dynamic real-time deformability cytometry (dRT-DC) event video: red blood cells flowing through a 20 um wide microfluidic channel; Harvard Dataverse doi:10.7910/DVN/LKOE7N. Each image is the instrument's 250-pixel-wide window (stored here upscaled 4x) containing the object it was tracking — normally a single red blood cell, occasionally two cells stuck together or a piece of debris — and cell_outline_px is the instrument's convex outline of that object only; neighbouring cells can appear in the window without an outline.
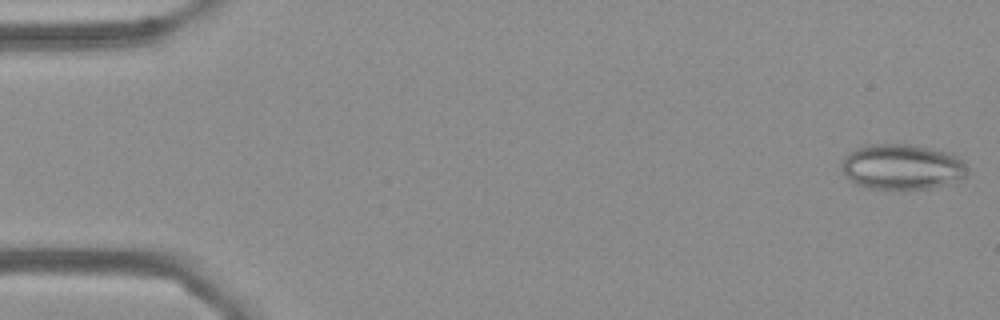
{"species": "Egyptian fruit bat (a non-hibernating species)", "species_latin": "Rousettus aegyptiacus", "temperature_condition": "cold", "stored_images_in_passage": 55, "camera_frame_rate_fps": 3000, "um_per_image_px": 0.085, "frame": {"image": 1, "passage_image": 1, "time_ms": 0.0, "image_size_px": [1000, 320], "cell_outline_px": [[968, 168], [964, 176], [948, 184], [928, 188], [868, 188], [856, 184], [844, 172], [840, 164], [844, 156], [848, 152], [856, 148], [868, 144], [912, 144], [952, 152], [964, 160]], "centroid_in_image_um": [76.69, 14.14], "position_along_channel_um": 8.3, "area_um2": 33.35}}
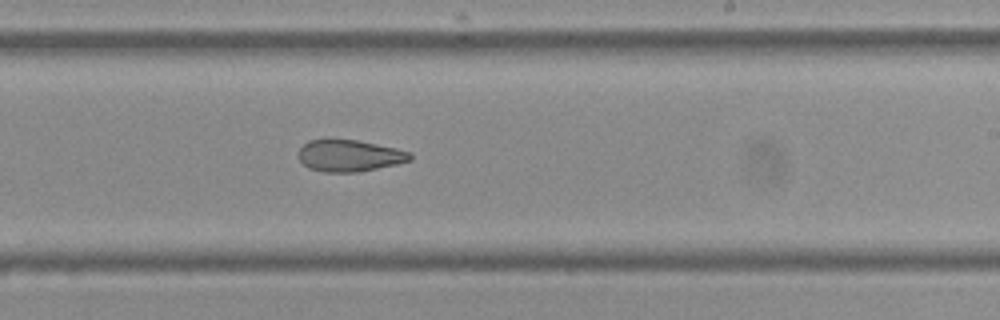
{"frame": {"image": 2, "passage_image": 33, "time_ms": 10.667, "image_size_px": [1000, 320], "cell_outline_px": [[412, 160], [396, 164], [360, 172], [324, 172], [308, 168], [300, 160], [300, 148], [308, 140], [356, 140], [396, 148], [412, 152]], "centroid_in_image_um": [29.74, 13.24], "position_along_channel_um": 259.3, "area_um2": 20.46}}
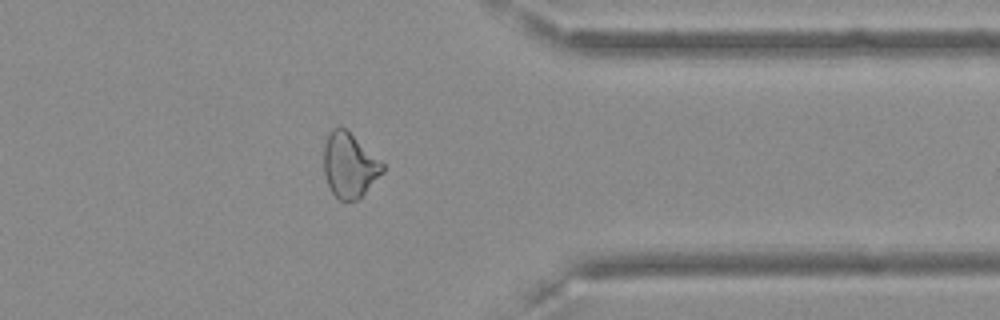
{"frame": {"image": 3, "passage_image": 44, "time_ms": 14.333, "image_size_px": [1000, 320], "cell_outline_px": [[384, 172], [356, 200], [340, 200], [332, 192], [328, 184], [324, 172], [324, 144], [332, 128], [344, 128], [380, 160], [384, 164]], "centroid_in_image_um": [29.69, 14.05], "position_along_channel_um": 381.7, "area_um2": 21.56}, "authors_computed_cell_mechanics": {"area_um2": 24.3916, "velocity_mm_per_s": 3.6267, "shape_relaxation_time_tau1_ms": null, "shape_relaxation_time_tau2_ms": 3.6234, "deformation_change_tau1": null, "deformation_change_tau2": 0.1028}}